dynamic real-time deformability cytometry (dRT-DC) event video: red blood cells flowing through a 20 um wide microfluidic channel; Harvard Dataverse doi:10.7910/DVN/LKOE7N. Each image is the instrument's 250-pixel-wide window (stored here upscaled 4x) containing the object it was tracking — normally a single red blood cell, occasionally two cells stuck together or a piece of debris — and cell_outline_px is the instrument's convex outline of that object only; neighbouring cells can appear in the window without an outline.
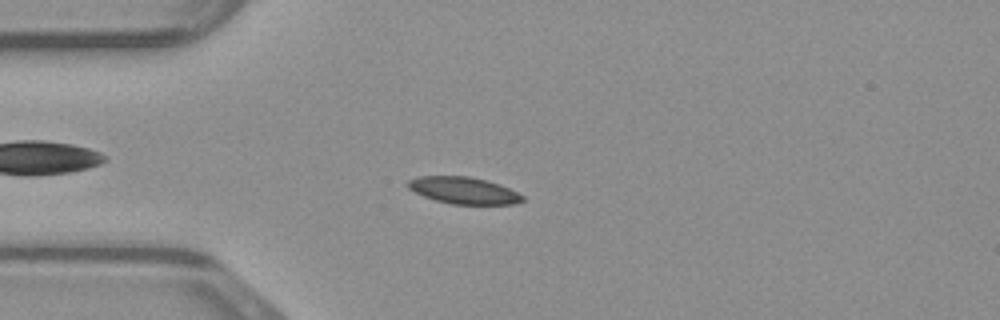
{"species": "common noctule bat (a hibernating species)", "species_latin": "Nyctalus noctula", "temperature_condition": "warm", "stored_images_in_passage": 29, "camera_frame_rate_fps": 3000, "um_per_image_px": 0.085, "animal": {"sex": "male", "body_mass_g": 23.1, "forearm_length_mm": 52.7}, "frame": {"image": 1, "passage_image": 7, "time_ms": 2.0, "image_size_px": [1000, 320], "cell_outline_px": [[524, 200], [516, 204], [452, 204], [436, 200], [424, 196], [408, 188], [404, 184], [408, 180], [416, 176], [468, 176], [488, 180], [500, 184], [524, 196]], "centroid_in_image_um": [39.39, 16.17], "position_along_channel_um": 45.6, "area_um2": 17.98}}
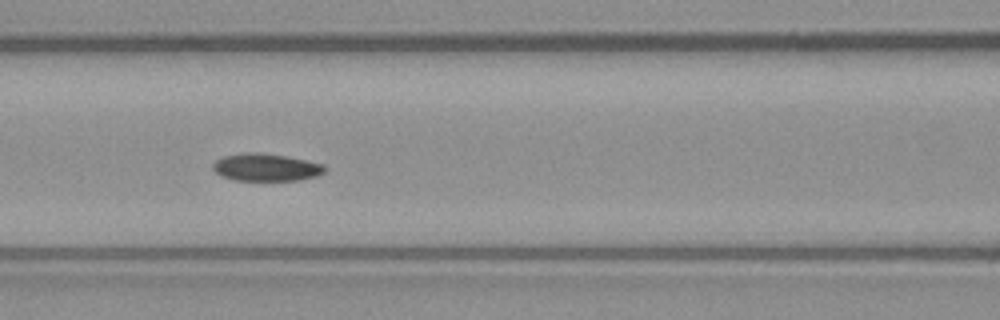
{"frame": {"image": 2, "passage_image": 15, "time_ms": 4.667, "image_size_px": [1000, 320], "cell_outline_px": [[324, 172], [316, 176], [296, 180], [236, 180], [220, 176], [212, 168], [212, 164], [216, 160], [224, 156], [244, 152], [252, 152], [284, 156], [324, 164]], "centroid_in_image_um": [22.56, 14.22], "position_along_channel_um": 144.0, "area_um2": 17.63}}
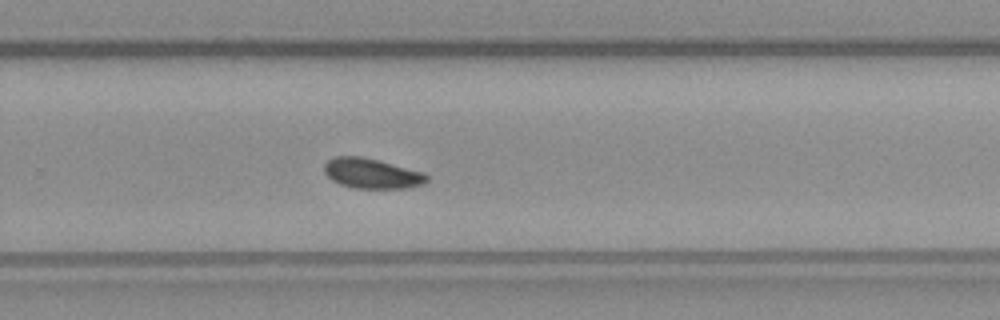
{"frame": {"image": 3, "passage_image": 26, "time_ms": 8.333, "image_size_px": [1000, 320], "cell_outline_px": [[428, 180], [424, 184], [408, 188], [352, 188], [340, 184], [332, 180], [324, 172], [324, 164], [328, 160], [336, 156], [360, 156], [380, 160], [424, 172], [428, 176]], "centroid_in_image_um": [31.62, 14.74], "position_along_channel_um": 298.2, "area_um2": 18.15}}